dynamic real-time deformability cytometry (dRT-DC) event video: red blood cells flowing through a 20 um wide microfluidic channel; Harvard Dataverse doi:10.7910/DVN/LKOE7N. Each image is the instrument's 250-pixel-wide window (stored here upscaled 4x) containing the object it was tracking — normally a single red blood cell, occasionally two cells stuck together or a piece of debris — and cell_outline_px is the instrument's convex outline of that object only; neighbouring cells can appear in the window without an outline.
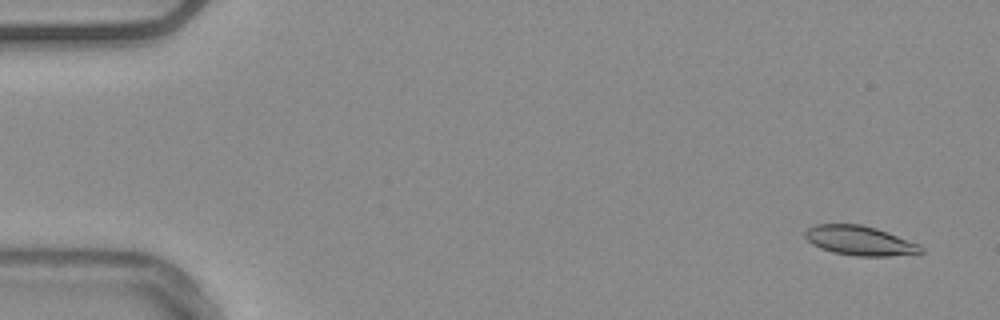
{"species": "common noctule bat (a hibernating species)", "species_latin": "Nyctalus noctula", "temperature_condition": "warm", "stored_images_in_passage": 54, "camera_frame_rate_fps": 3000, "um_per_image_px": 0.085, "animal": {"sex": "male", "body_mass_g": 20.4}, "frame": {"image": 1, "passage_image": 3, "time_ms": 0.667, "image_size_px": [1000, 320], "cell_outline_px": [[924, 252], [888, 256], [856, 256], [832, 252], [820, 248], [812, 244], [804, 236], [804, 232], [808, 228], [816, 224], [860, 224], [876, 228], [920, 244], [924, 248]], "centroid_in_image_um": [73.07, 20.45], "position_along_channel_um": 11.9, "area_um2": 19.88}}
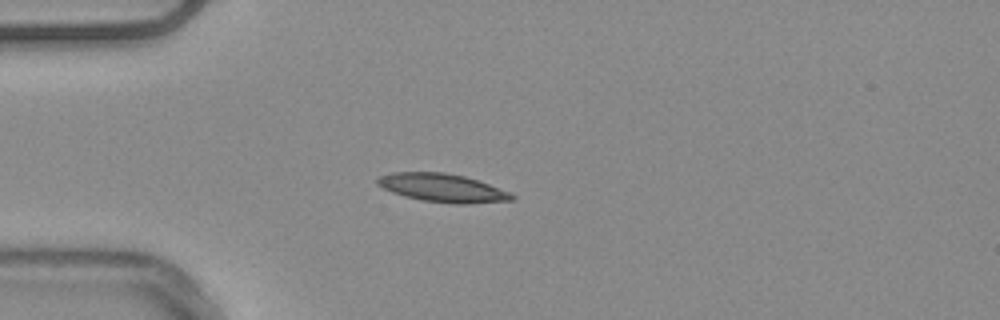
{"frame": {"image": 2, "passage_image": 15, "time_ms": 4.667, "image_size_px": [1000, 320], "cell_outline_px": [[516, 196], [512, 200], [468, 204], [456, 204], [420, 200], [404, 196], [392, 192], [376, 184], [376, 180], [380, 176], [392, 172], [444, 172], [464, 176], [488, 184], [508, 192]], "centroid_in_image_um": [37.58, 15.97], "position_along_channel_um": 47.4, "area_um2": 22.02}}
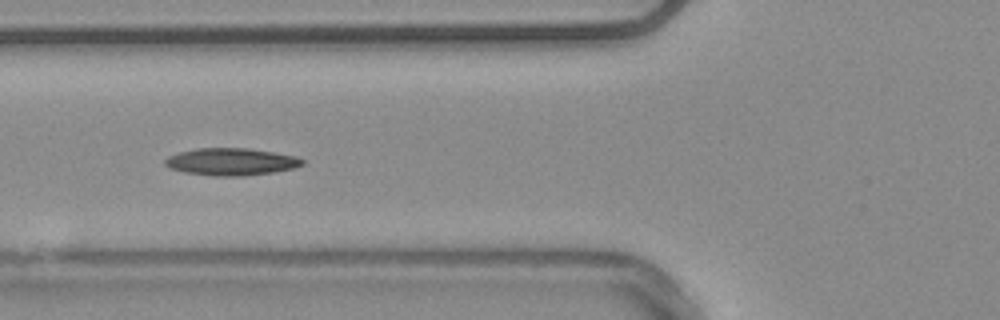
{"frame": {"image": 3, "passage_image": 21, "time_ms": 6.667, "image_size_px": [1000, 320], "cell_outline_px": [[304, 164], [292, 168], [276, 172], [244, 176], [212, 176], [184, 172], [172, 168], [164, 164], [164, 160], [168, 156], [180, 152], [196, 148], [244, 148], [272, 152], [296, 156], [304, 160]], "centroid_in_image_um": [19.65, 13.75], "position_along_channel_um": 106.2, "area_um2": 21.73}, "authors_computed_cell_mechanics": {"area_um2": 20.4901, "velocity_mm_per_s": 3.7616, "shape_relaxation_time_tau1_ms": null, "shape_relaxation_time_tau2_ms": 5.9908, "deformation_change_tau1": null, "deformation_change_tau2": 0.1399}}